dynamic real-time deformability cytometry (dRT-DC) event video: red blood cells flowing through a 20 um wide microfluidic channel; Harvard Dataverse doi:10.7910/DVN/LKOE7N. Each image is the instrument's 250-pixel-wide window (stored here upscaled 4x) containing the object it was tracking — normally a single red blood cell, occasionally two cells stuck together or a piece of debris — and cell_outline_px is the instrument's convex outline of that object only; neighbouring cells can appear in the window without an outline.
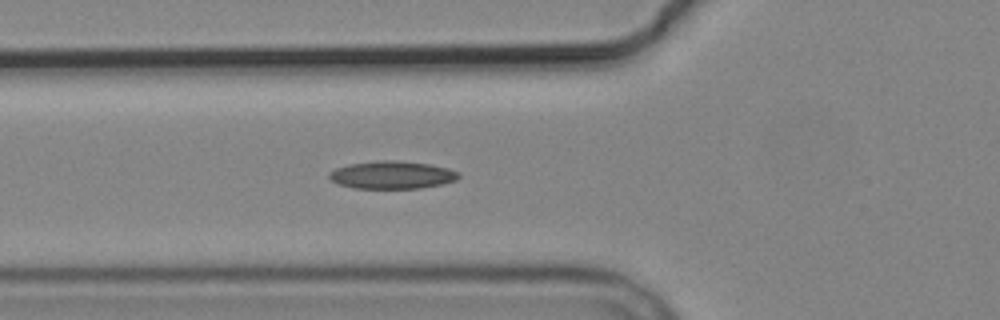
{"species": "common noctule bat (a hibernating species)", "species_latin": "Nyctalus noctula", "temperature_condition": "cold", "stored_images_in_passage": 2, "camera_frame_rate_fps": 3000, "um_per_image_px": 0.085, "animal": {"sex": "male", "body_mass_g": 19.2, "forearm_length_mm": 51.8}, "frame": {"image": 1, "passage_image": 2, "time_ms": 1.0, "image_size_px": [1000, 320], "cell_outline_px": [[460, 176], [456, 180], [440, 184], [420, 188], [352, 188], [336, 184], [328, 176], [328, 172], [336, 168], [348, 164], [380, 160], [396, 160], [428, 164], [448, 168], [460, 172]], "centroid_in_image_um": [33.29, 14.87], "position_along_channel_um": 92.5, "area_um2": 20.98}}